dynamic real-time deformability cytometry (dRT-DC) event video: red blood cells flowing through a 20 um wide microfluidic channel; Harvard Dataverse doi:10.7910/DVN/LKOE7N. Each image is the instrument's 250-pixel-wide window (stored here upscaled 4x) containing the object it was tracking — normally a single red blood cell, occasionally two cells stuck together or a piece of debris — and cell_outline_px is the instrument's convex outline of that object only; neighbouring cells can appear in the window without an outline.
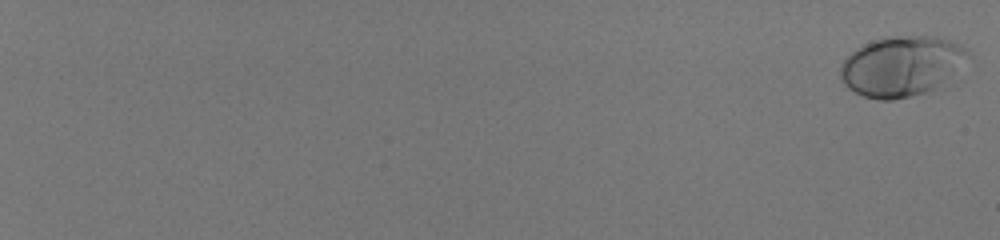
{"species": "human", "species_latin": "Homo sapiens", "temperature_condition": "room temperature", "stored_images_in_passage": 59, "camera_frame_rate_fps": 3000, "um_per_image_px": 0.085, "donor": {"sex": "male"}, "frame": {"image": 1, "passage_image": 1, "time_ms": 0.0, "image_size_px": [1000, 240], "cell_outline_px": [[968, 52], [952, 72], [932, 88], [924, 92], [892, 100], [876, 100], [864, 96], [848, 88], [840, 80], [840, 64], [856, 48], [872, 40], [888, 36], [936, 36], [948, 40], [964, 48]], "centroid_in_image_um": [76.48, 5.6], "position_along_channel_um": 8.5, "area_um2": 43.41}}
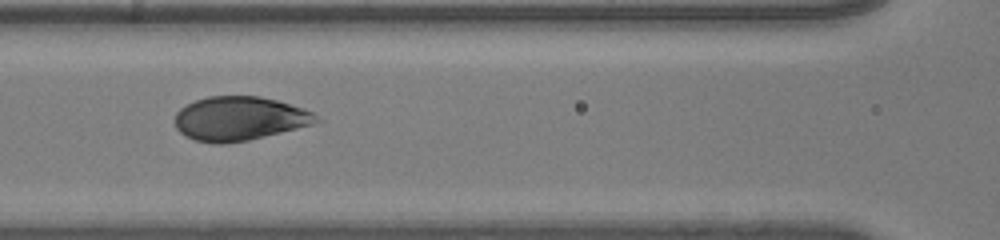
{"frame": {"image": 2, "passage_image": 34, "time_ms": 11.0, "image_size_px": [1000, 240], "cell_outline_px": [[320, 120], [312, 124], [248, 140], [224, 144], [212, 144], [196, 140], [184, 136], [176, 128], [176, 112], [180, 108], [196, 100], [208, 96], [260, 96], [276, 100], [312, 112]], "centroid_in_image_um": [20.29, 10.08], "position_along_channel_um": 146.3, "area_um2": 35.84}}
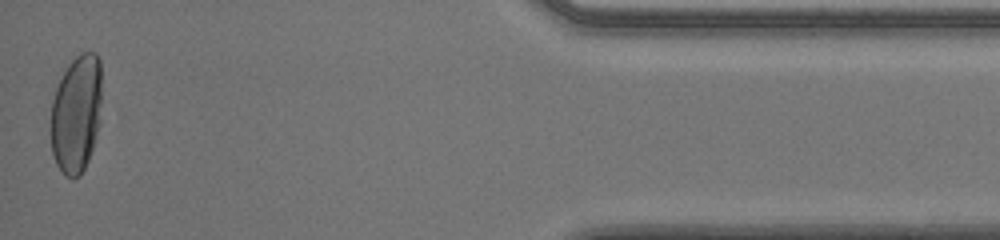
{"frame": {"image": 3, "passage_image": 59, "time_ms": 19.333, "image_size_px": [1000, 240], "cell_outline_px": [[100, 124], [88, 160], [80, 176], [72, 180], [64, 176], [56, 164], [52, 152], [52, 100], [56, 88], [68, 64], [80, 52], [96, 52], [100, 60]], "centroid_in_image_um": [6.49, 9.69], "position_along_channel_um": 428.7, "area_um2": 35.03}, "authors_computed_cell_mechanics": {"area_um2": 38.2636, "velocity_mm_per_s": 3.9746, "shape_relaxation_time_tau1_ms": 6.5893, "shape_relaxation_time_tau2_ms": null, "deformation_change_tau1": 0.2153, "deformation_change_tau2": null}}